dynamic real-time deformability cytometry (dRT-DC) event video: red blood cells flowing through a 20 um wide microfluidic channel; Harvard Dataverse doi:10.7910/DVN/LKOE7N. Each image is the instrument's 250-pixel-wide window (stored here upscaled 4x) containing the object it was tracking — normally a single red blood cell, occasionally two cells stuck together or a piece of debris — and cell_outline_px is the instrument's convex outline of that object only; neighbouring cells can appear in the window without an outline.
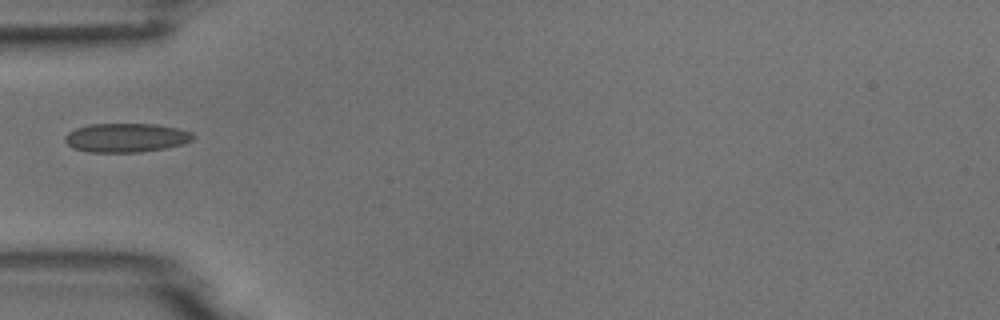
{"species": "common noctule bat (a hibernating species)", "species_latin": "Nyctalus noctula", "temperature_condition": "room temperature", "stored_images_in_passage": 2, "camera_frame_rate_fps": 3000, "um_per_image_px": 0.085, "animal": {"sex": "male", "body_mass_g": 18.8}, "frame": {"image": 1, "passage_image": 1, "time_ms": 0.0, "image_size_px": [1000, 320], "cell_outline_px": [[196, 136], [192, 140], [184, 144], [164, 148], [140, 152], [88, 152], [72, 148], [64, 140], [64, 136], [68, 132], [76, 128], [88, 124], [156, 124], [176, 128], [192, 132]], "centroid_in_image_um": [10.71, 11.7], "position_along_channel_um": 74.3, "area_um2": 21.73}}